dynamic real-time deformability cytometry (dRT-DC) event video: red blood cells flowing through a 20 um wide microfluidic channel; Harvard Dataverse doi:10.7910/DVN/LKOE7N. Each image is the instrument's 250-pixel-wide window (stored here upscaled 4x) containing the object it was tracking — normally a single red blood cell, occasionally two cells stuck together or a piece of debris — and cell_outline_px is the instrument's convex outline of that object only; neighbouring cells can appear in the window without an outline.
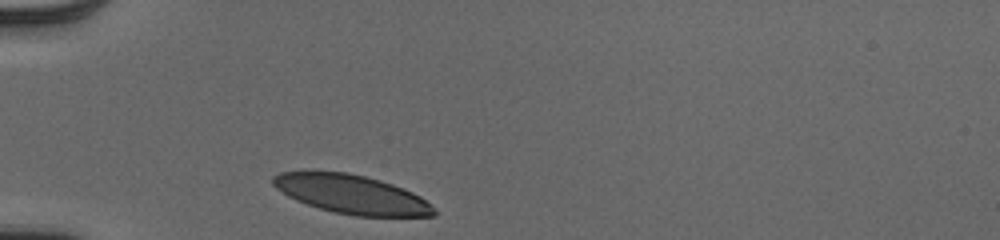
{"species": "human", "species_latin": "Homo sapiens", "temperature_condition": "cold", "stored_images_in_passage": 28, "camera_frame_rate_fps": 3000, "um_per_image_px": 0.085, "donor": {"sex": "male"}, "frame": {"image": 1, "passage_image": 1, "time_ms": 0.0, "image_size_px": [1000, 240], "cell_outline_px": [[436, 216], [352, 216], [320, 208], [296, 200], [288, 196], [276, 188], [272, 184], [272, 176], [280, 172], [348, 172], [380, 180], [404, 188], [420, 196], [432, 204], [436, 208]], "centroid_in_image_um": [29.92, 16.52], "position_along_channel_um": 55.1, "area_um2": 36.3}}
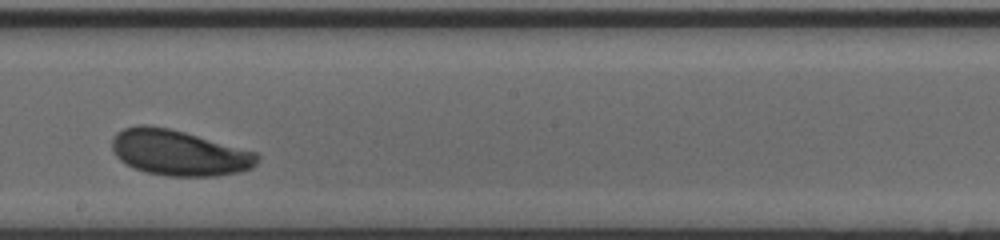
{"frame": {"image": 2, "passage_image": 16, "time_ms": 5.0, "image_size_px": [1000, 240], "cell_outline_px": [[260, 156], [256, 164], [252, 168], [240, 172], [216, 176], [168, 176], [148, 172], [136, 168], [120, 160], [116, 156], [112, 148], [112, 136], [116, 132], [124, 128], [140, 124], [144, 124], [168, 128], [184, 132], [256, 152]], "centroid_in_image_um": [15.21, 12.98], "position_along_channel_um": 233.0, "area_um2": 38.44}}
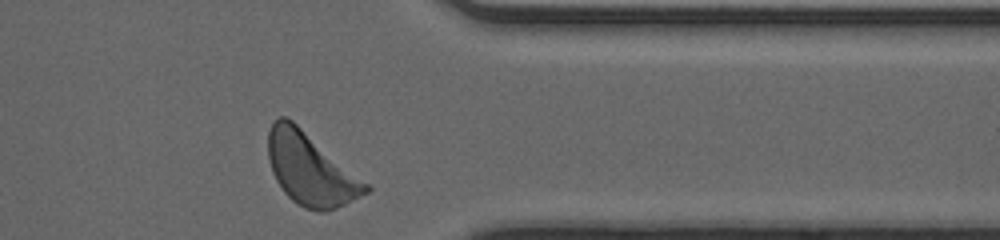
{"frame": {"image": 3, "passage_image": 28, "time_ms": 9.0, "image_size_px": [1000, 240], "cell_outline_px": [[372, 188], [368, 192], [336, 208], [324, 212], [316, 212], [304, 208], [292, 200], [284, 192], [276, 180], [272, 172], [268, 160], [268, 132], [272, 124], [280, 116], [284, 116], [292, 120], [368, 184]], "centroid_in_image_um": [26.36, 14.4], "position_along_channel_um": 385.0, "area_um2": 40.4}, "authors_computed_cell_mechanics": {"area_um2": 38.3792, "velocity_mm_per_s": 3.939, "shape_relaxation_time_tau1_ms": 2.2984, "shape_relaxation_time_tau2_ms": null, "deformation_change_tau1": 0.134, "deformation_change_tau2": null}}